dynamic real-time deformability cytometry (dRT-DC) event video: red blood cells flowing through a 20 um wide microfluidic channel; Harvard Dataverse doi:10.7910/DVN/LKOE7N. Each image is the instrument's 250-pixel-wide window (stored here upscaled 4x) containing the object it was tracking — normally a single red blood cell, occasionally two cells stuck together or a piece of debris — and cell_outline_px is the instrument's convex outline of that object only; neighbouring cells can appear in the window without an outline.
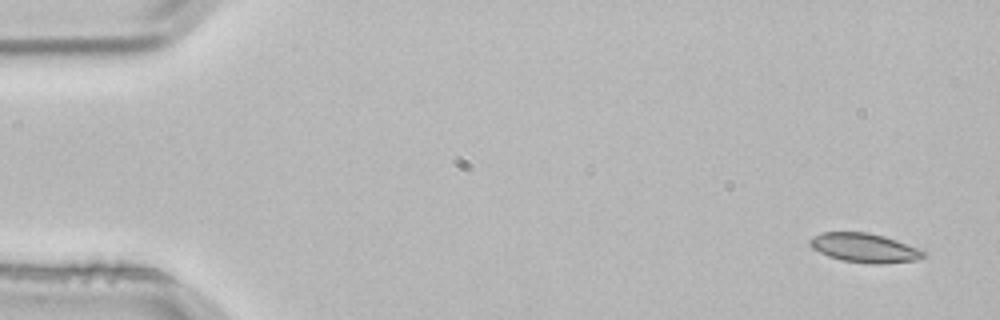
{"species": "common noctule bat (a hibernating species)", "species_latin": "Nyctalus noctula", "temperature_condition": "room temperature", "stored_images_in_passage": 4, "segment_of_instrument_passage": [1, 2], "camera_frame_rate_fps": 3000, "um_per_image_px": 0.085, "animal": {"sex": "male", "body_mass_g": 21.5, "forearm_length_mm": 52.0}, "frame": {"image": 1, "passage_image": 1, "time_ms": 0.0, "image_size_px": [1000, 320], "cell_outline_px": [[928, 256], [916, 260], [880, 264], [872, 264], [844, 260], [828, 256], [812, 248], [808, 244], [808, 240], [812, 236], [820, 232], [868, 232], [884, 236], [896, 240], [928, 252]], "centroid_in_image_um": [73.48, 21.06], "position_along_channel_um": 11.5, "area_um2": 19.42}}